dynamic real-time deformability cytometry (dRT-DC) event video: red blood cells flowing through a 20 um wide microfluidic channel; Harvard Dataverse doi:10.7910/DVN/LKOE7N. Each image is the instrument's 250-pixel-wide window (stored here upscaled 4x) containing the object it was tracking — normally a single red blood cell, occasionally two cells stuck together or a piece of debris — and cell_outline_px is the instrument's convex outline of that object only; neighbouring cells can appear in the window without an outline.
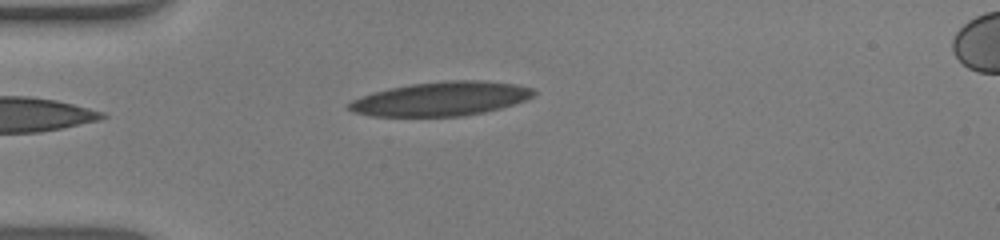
{"species": "human", "species_latin": "Homo sapiens", "temperature_condition": "warm", "stored_images_in_passage": 39, "camera_frame_rate_fps": 3000, "um_per_image_px": 0.085, "donor": {"sex": "male"}, "frame": {"image": 1, "passage_image": 1, "time_ms": 0.0, "image_size_px": [1000, 240], "cell_outline_px": [[536, 92], [532, 96], [524, 100], [500, 108], [484, 112], [464, 116], [368, 116], [352, 112], [348, 108], [348, 104], [352, 100], [376, 92], [392, 88], [412, 84], [448, 80], [484, 80], [516, 84], [532, 88]], "centroid_in_image_um": [37.5, 8.4], "position_along_channel_um": 47.5, "area_um2": 36.36}}
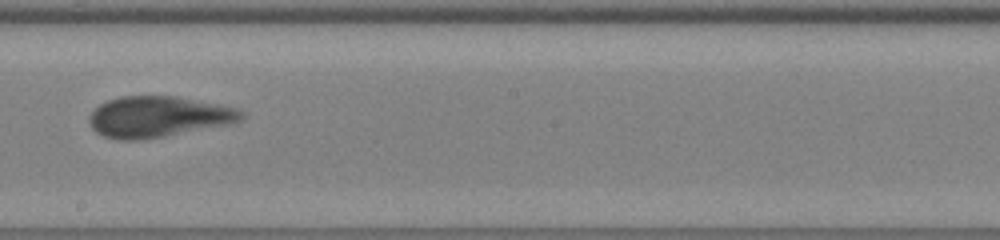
{"frame": {"image": 2, "passage_image": 17, "time_ms": 5.333, "image_size_px": [1000, 240], "cell_outline_px": [[244, 116], [236, 124], [140, 140], [120, 140], [104, 136], [96, 132], [92, 128], [92, 112], [100, 104], [108, 100], [120, 96], [176, 96], [220, 104], [236, 108], [244, 112]], "centroid_in_image_um": [13.54, 9.92], "position_along_channel_um": 234.7, "area_um2": 36.3}}
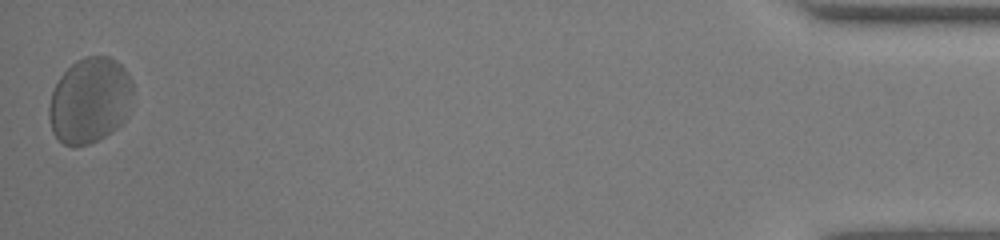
{"frame": {"image": 3, "passage_image": 39, "time_ms": 12.667, "image_size_px": [1000, 240], "cell_outline_px": [[132, 92], [128, 116], [116, 128], [104, 136], [88, 144], [64, 144], [52, 132], [48, 116], [48, 108], [52, 92], [60, 76], [76, 60], [88, 56], [108, 56], [116, 60], [128, 72], [132, 84]], "centroid_in_image_um": [7.63, 8.51], "position_along_channel_um": 427.6, "area_um2": 41.67}, "authors_computed_cell_mechanics": {"area_um2": 36.3562, "velocity_mm_per_s": 3.8784, "shape_relaxation_time_tau1_ms": 4.4184, "shape_relaxation_time_tau2_ms": 0.9085, "deformation_change_tau1": 0.1737, "deformation_change_tau2": 0.0869}}